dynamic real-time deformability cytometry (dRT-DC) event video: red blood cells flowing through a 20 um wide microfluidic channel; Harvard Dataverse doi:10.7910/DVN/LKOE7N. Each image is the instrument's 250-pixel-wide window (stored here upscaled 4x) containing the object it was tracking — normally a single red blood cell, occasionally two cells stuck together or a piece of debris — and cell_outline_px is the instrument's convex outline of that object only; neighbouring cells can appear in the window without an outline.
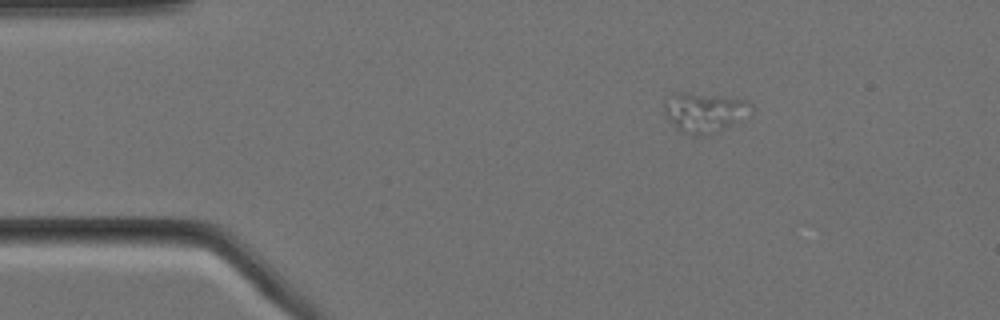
{"species": "Egyptian fruit bat (a non-hibernating species)", "species_latin": "Rousettus aegyptiacus", "temperature_condition": "cold", "stored_images_in_passage": 6, "camera_frame_rate_fps": 3000, "um_per_image_px": 0.085, "animal": {"sex": "female"}, "frame": {"image": 1, "passage_image": 1, "time_ms": 0.0, "image_size_px": [1000, 320], "cell_outline_px": [[752, 116], [720, 128], [696, 136], [692, 136], [680, 132], [676, 128], [664, 112], [664, 104], [680, 92], [688, 92], [724, 96], [748, 100], [752, 104]], "centroid_in_image_um": [59.94, 9.53], "position_along_channel_um": 25.1, "area_um2": 19.77}}